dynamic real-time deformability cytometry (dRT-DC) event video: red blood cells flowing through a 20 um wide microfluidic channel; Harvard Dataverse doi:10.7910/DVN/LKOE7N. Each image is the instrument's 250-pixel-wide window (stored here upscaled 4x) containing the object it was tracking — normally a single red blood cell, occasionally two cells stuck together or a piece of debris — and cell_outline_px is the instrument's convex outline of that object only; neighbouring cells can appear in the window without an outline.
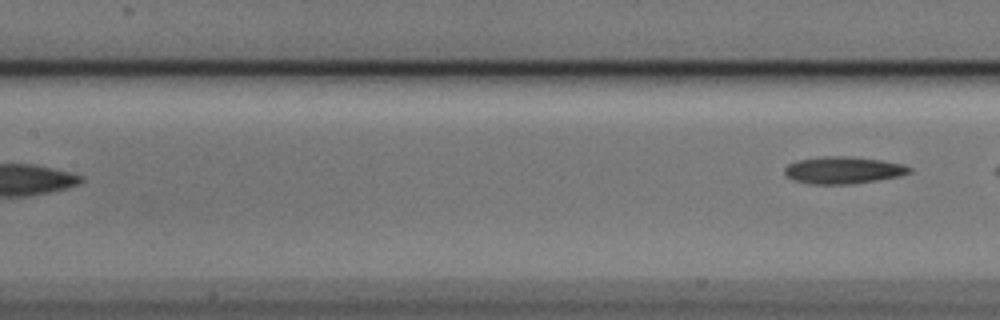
{"species": "Egyptian fruit bat (a non-hibernating species)", "species_latin": "Rousettus aegyptiacus", "temperature_condition": "cold", "stored_images_in_passage": 6, "segment_of_instrument_passage": [2, 2], "camera_frame_rate_fps": 3000, "um_per_image_px": 0.085, "animal": {"sex": "male"}, "frame": {"image": 1, "passage_image": 6, "time_ms": 1.667, "image_size_px": [1000, 320], "cell_outline_px": [[912, 172], [896, 176], [876, 180], [852, 184], [812, 184], [792, 180], [784, 172], [784, 168], [788, 164], [800, 160], [824, 156], [852, 156], [880, 160], [904, 164], [912, 168]], "centroid_in_image_um": [71.67, 14.46], "position_along_channel_um": 135.7, "area_um2": 19.59}}